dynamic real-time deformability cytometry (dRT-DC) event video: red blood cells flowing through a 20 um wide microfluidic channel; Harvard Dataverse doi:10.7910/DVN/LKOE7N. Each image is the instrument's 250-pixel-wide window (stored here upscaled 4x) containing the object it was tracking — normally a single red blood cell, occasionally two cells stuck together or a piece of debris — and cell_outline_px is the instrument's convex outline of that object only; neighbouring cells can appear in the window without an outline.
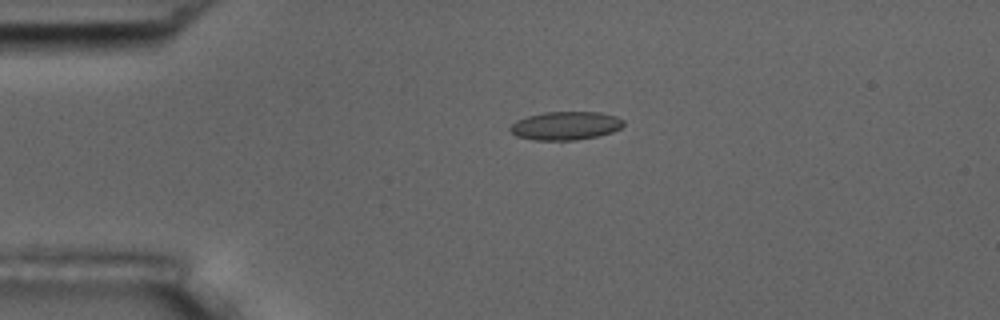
{"species": "common noctule bat (a hibernating species)", "species_latin": "Nyctalus noctula", "temperature_condition": "room temperature", "stored_images_in_passage": 2, "camera_frame_rate_fps": 3000, "um_per_image_px": 0.085, "animal": {"sex": "male", "body_mass_g": 17.5, "forearm_length_mm": 52.3}, "frame": {"image": 1, "passage_image": 1, "time_ms": 0.0, "image_size_px": [1000, 320], "cell_outline_px": [[624, 124], [620, 128], [612, 132], [596, 136], [576, 140], [536, 140], [516, 136], [508, 132], [508, 128], [516, 120], [528, 116], [544, 112], [600, 112], [616, 116], [624, 120]], "centroid_in_image_um": [48.04, 10.68], "position_along_channel_um": 37.0, "area_um2": 18.84}}